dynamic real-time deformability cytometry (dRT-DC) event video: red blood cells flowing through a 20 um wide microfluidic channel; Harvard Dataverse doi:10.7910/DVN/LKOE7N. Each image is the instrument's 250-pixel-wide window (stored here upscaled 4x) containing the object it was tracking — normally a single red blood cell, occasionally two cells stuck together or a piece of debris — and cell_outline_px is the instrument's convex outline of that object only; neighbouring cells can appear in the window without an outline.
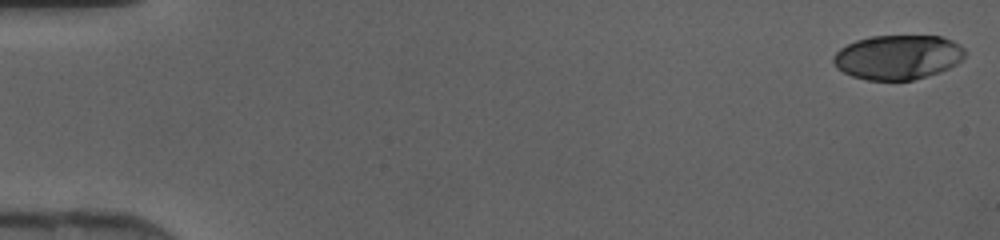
{"species": "human", "species_latin": "Homo sapiens", "temperature_condition": "cold", "stored_images_in_passage": 46, "camera_frame_rate_fps": 3000, "um_per_image_px": 0.085, "donor": {"sex": "female"}, "frame": {"image": 1, "passage_image": 1, "time_ms": 0.0, "image_size_px": [1000, 240], "cell_outline_px": [[968, 52], [956, 64], [940, 72], [912, 80], [868, 80], [852, 76], [836, 68], [832, 60], [832, 56], [840, 48], [856, 40], [868, 36], [940, 36], [952, 40], [960, 44]], "centroid_in_image_um": [76.31, 4.85], "position_along_channel_um": 8.7, "area_um2": 34.28}}
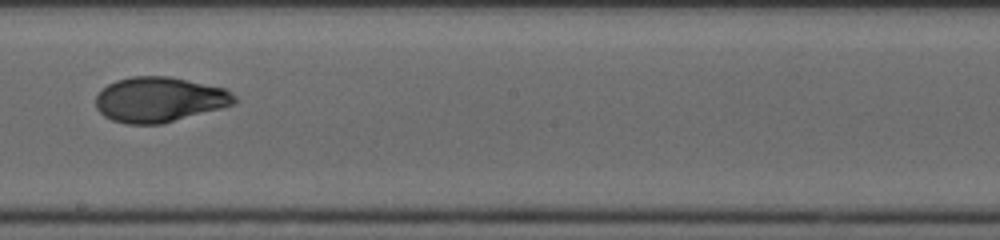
{"frame": {"image": 2, "passage_image": 27, "time_ms": 8.667, "image_size_px": [1000, 240], "cell_outline_px": [[236, 104], [160, 124], [124, 124], [112, 120], [104, 116], [96, 108], [96, 96], [108, 84], [116, 80], [132, 76], [172, 76], [224, 88], [232, 92], [236, 96]], "centroid_in_image_um": [13.55, 8.45], "position_along_channel_um": 234.6, "area_um2": 36.47}}
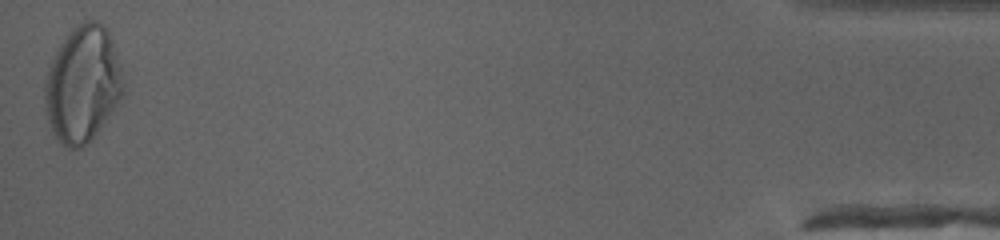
{"frame": {"image": 3, "passage_image": 46, "time_ms": 15.0, "image_size_px": [1000, 240], "cell_outline_px": [[124, 92], [112, 112], [96, 132], [80, 148], [68, 148], [60, 144], [52, 132], [44, 108], [44, 84], [48, 68], [60, 44], [72, 28], [76, 24], [88, 20], [96, 20], [108, 32], [112, 40], [124, 72]], "centroid_in_image_um": [7.02, 7.15], "position_along_channel_um": 428.2, "area_um2": 53.18}}